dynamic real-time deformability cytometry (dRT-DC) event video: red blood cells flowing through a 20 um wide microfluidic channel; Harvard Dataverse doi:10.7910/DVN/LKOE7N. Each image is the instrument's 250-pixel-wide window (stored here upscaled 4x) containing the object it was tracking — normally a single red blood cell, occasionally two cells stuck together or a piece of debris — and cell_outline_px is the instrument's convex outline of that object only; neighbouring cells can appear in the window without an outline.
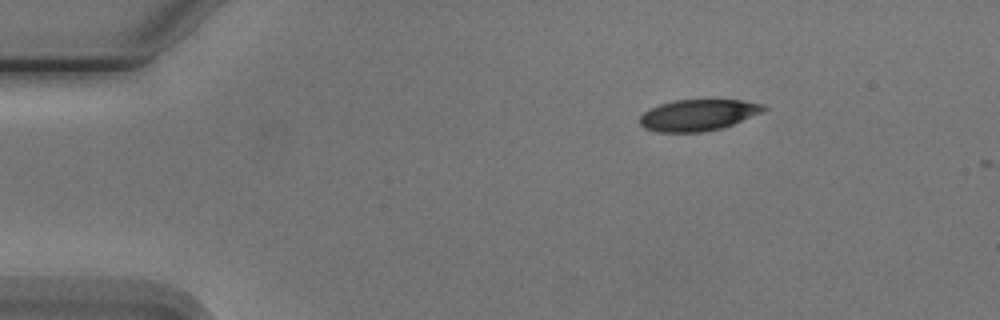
{"species": "Egyptian fruit bat (a non-hibernating species)", "species_latin": "Rousettus aegyptiacus", "temperature_condition": "cold", "stored_images_in_passage": 3, "camera_frame_rate_fps": 3000, "um_per_image_px": 0.085, "animal": {"sex": "male"}, "frame": {"image": 1, "passage_image": 3, "time_ms": 3.333, "image_size_px": [1000, 320], "cell_outline_px": [[768, 108], [760, 112], [732, 124], [720, 128], [704, 132], [656, 132], [644, 128], [640, 124], [640, 116], [644, 112], [660, 104], [676, 100], [740, 100], [764, 104]], "centroid_in_image_um": [59.31, 9.78], "position_along_channel_um": 25.7, "area_um2": 22.31}}